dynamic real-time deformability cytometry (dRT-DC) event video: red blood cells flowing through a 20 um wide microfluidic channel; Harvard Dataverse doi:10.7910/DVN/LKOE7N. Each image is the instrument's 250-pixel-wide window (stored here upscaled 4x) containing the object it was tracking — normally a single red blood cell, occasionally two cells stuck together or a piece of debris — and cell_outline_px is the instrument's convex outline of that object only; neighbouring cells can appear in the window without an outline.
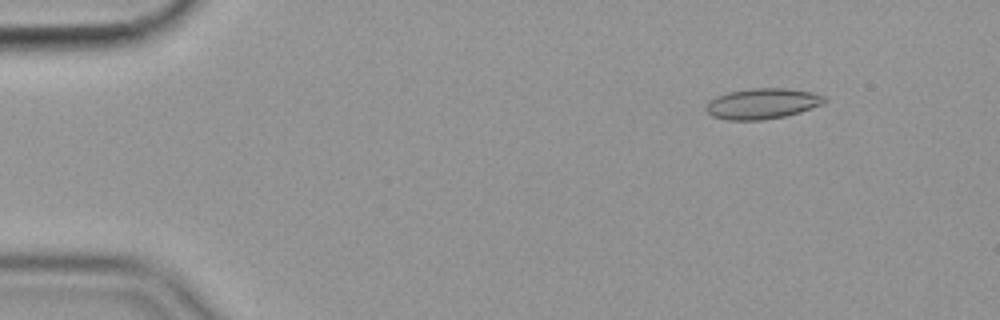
{"species": "common noctule bat (a hibernating species)", "species_latin": "Nyctalus noctula", "temperature_condition": "cold", "stored_images_in_passage": 56, "camera_frame_rate_fps": 3000, "um_per_image_px": 0.085, "animal": {"sex": "female", "body_mass_g": 19.9}, "frame": {"image": 1, "passage_image": 6, "time_ms": 1.667, "image_size_px": [1000, 320], "cell_outline_px": [[828, 100], [820, 104], [800, 112], [784, 116], [764, 120], [728, 120], [712, 116], [704, 108], [716, 96], [728, 92], [752, 88], [788, 88], [812, 92], [824, 96]], "centroid_in_image_um": [64.8, 8.8], "position_along_channel_um": 20.2, "area_um2": 20.98}}
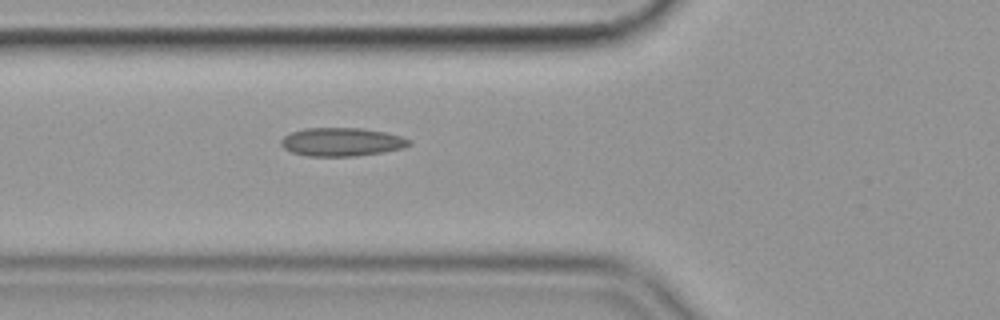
{"frame": {"image": 2, "passage_image": 20, "time_ms": 6.333, "image_size_px": [1000, 320], "cell_outline_px": [[412, 144], [404, 148], [384, 152], [356, 156], [308, 156], [292, 152], [284, 148], [280, 144], [280, 140], [284, 136], [292, 132], [304, 128], [360, 128], [384, 132], [400, 136], [412, 140]], "centroid_in_image_um": [29.06, 12.07], "position_along_channel_um": 96.7, "area_um2": 21.27}}
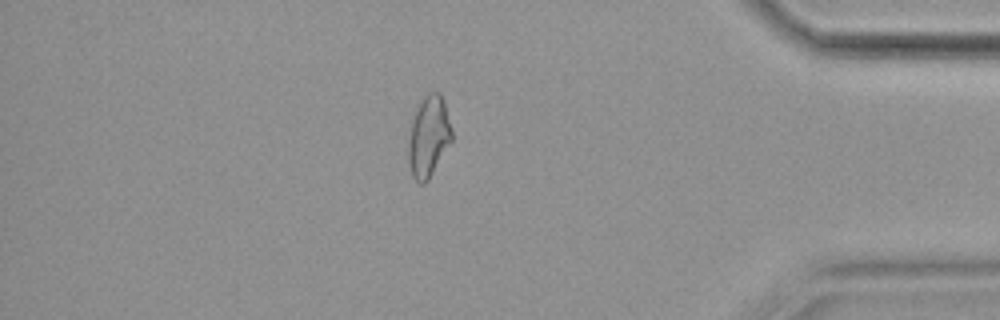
{"frame": {"image": 3, "passage_image": 48, "time_ms": 15.667, "image_size_px": [1000, 320], "cell_outline_px": [[452, 140], [428, 180], [424, 184], [420, 184], [412, 176], [408, 164], [408, 140], [416, 104], [428, 92], [440, 92], [444, 100], [452, 128]], "centroid_in_image_um": [36.42, 11.57], "position_along_channel_um": 398.8, "area_um2": 20.75}, "authors_computed_cell_mechanics": {"area_um2": 20.4612, "velocity_mm_per_s": 3.5748, "shape_relaxation_time_tau1_ms": 9.1129, "shape_relaxation_time_tau2_ms": 2.6014, "deformation_change_tau1": 0.1592, "deformation_change_tau2": 0.086}}